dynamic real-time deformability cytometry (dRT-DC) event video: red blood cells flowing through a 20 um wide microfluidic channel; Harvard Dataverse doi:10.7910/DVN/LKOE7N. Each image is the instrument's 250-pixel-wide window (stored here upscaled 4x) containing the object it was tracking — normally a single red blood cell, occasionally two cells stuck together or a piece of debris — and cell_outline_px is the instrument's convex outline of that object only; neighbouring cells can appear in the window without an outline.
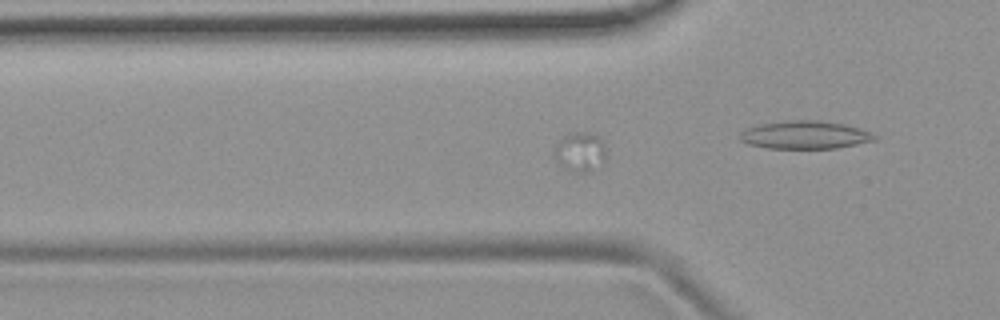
{"species": "common noctule bat (a hibernating species)", "species_latin": "Nyctalus noctula", "temperature_condition": "room temperature", "stored_images_in_passage": 61, "camera_frame_rate_fps": 3000, "um_per_image_px": 0.085, "animal": {"sex": "female", "body_mass_g": 19.9}, "frame": {"image": 1, "passage_image": 21, "time_ms": 6.667, "image_size_px": [1000, 320], "cell_outline_px": [[608, 152], [604, 164], [588, 172], [572, 172], [564, 168], [552, 156], [552, 148], [564, 136], [572, 132], [592, 132], [600, 136]], "centroid_in_image_um": [49.33, 12.91], "position_along_channel_um": 76.5, "area_um2": 12.54}}
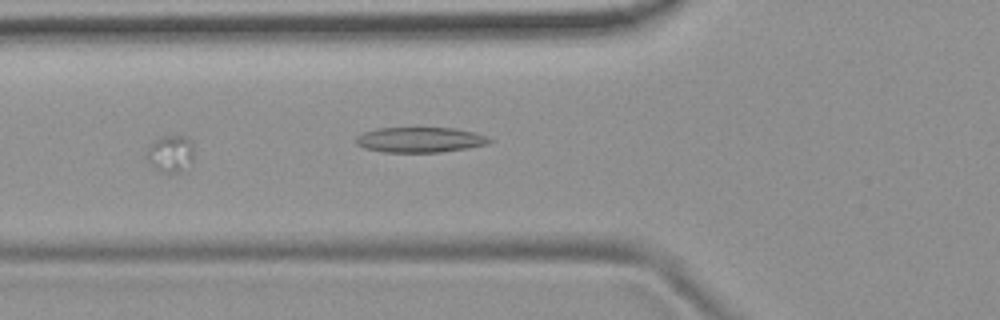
{"frame": {"image": 2, "passage_image": 24, "time_ms": 7.667, "image_size_px": [1000, 320], "cell_outline_px": [[192, 160], [180, 172], [156, 172], [148, 164], [144, 156], [148, 148], [160, 136], [184, 136], [192, 144]], "centroid_in_image_um": [14.4, 13.09], "position_along_channel_um": 111.4, "area_um2": 10.17}}